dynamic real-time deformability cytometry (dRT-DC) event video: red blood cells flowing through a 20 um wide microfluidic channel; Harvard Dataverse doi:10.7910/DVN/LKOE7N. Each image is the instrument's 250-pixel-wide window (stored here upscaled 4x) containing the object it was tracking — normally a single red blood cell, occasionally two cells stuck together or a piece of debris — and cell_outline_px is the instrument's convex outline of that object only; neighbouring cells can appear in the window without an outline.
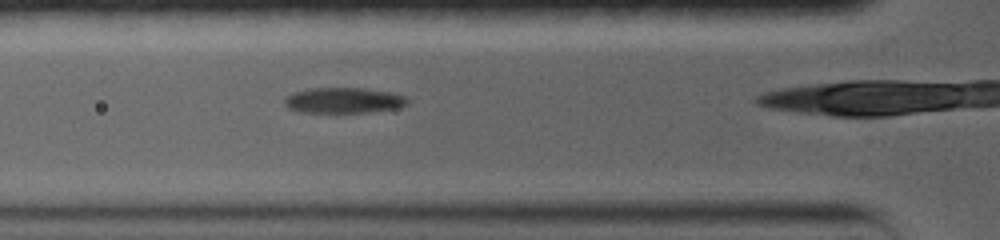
{"species": "common noctule bat (a hibernating species)", "species_latin": "Nyctalus noctula", "temperature_condition": "warm", "stored_images_in_passage": 33, "camera_frame_rate_fps": 5000, "um_per_image_px": 0.085, "animal": {"sex": "female", "body_mass_g": 19.0, "forearm_length_mm": 56.7}, "frame": {"image": 1, "passage_image": 4, "time_ms": 1.6, "image_size_px": [1000, 240], "cell_outline_px": [[404, 104], [392, 108], [360, 112], [312, 112], [292, 108], [288, 104], [288, 100], [292, 96], [300, 92], [316, 88], [356, 88], [380, 92], [400, 96], [404, 100]], "centroid_in_image_um": [29.19, 8.54], "position_along_channel_um": 96.6, "area_um2": 16.3}}
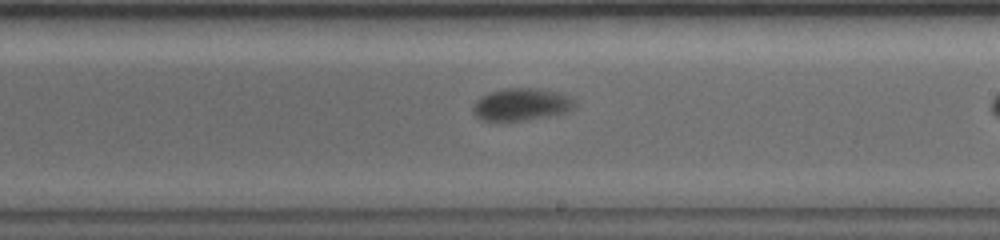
{"frame": {"image": 2, "passage_image": 18, "time_ms": 5.6, "image_size_px": [1000, 240], "cell_outline_px": [[564, 108], [556, 112], [512, 120], [484, 120], [476, 116], [472, 108], [484, 96], [492, 92], [508, 88], [532, 88], [556, 96], [564, 100]], "centroid_in_image_um": [43.93, 8.87], "position_along_channel_um": 245.1, "area_um2": 16.01}}
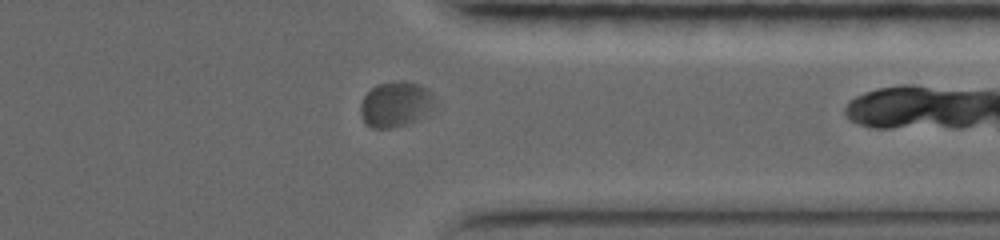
{"frame": {"image": 3, "passage_image": 30, "time_ms": 9.2, "image_size_px": [1000, 240], "cell_outline_px": [[436, 100], [432, 108], [416, 120], [408, 124], [388, 128], [372, 128], [364, 124], [360, 112], [360, 104], [364, 96], [376, 84], [400, 80], [404, 80], [420, 84], [428, 88], [432, 92]], "centroid_in_image_um": [33.62, 8.84], "position_along_channel_um": 377.8, "area_um2": 19.88}, "authors_computed_cell_mechanics": {"area_um2": 16.0684, "velocity_mm_per_s": 3.7154, "shape_relaxation_time_tau1_ms": 5.7968, "shape_relaxation_time_tau2_ms": null, "deformation_change_tau1": 0.2669, "deformation_change_tau2": null}}